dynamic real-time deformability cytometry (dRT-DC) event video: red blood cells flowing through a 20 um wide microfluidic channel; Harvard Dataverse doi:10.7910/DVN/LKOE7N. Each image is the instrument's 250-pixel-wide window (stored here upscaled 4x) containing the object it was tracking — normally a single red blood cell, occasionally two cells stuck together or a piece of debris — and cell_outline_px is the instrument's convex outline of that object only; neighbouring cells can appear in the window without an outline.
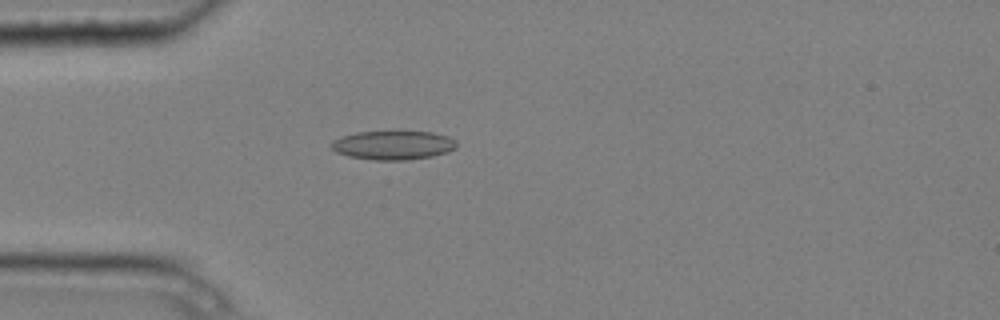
{"species": "common noctule bat (a hibernating species)", "species_latin": "Nyctalus noctula", "temperature_condition": "cold", "stored_images_in_passage": 3, "camera_frame_rate_fps": 3000, "um_per_image_px": 0.085, "animal": {"sex": "male", "body_mass_g": 20.4}, "frame": {"image": 1, "passage_image": 3, "time_ms": 0.667, "image_size_px": [1000, 320], "cell_outline_px": [[456, 148], [448, 152], [432, 156], [408, 160], [372, 160], [348, 156], [336, 152], [332, 148], [332, 140], [340, 136], [356, 132], [392, 128], [396, 128], [432, 132], [448, 136], [456, 140]], "centroid_in_image_um": [33.42, 12.28], "position_along_channel_um": 51.6, "area_um2": 22.31}}